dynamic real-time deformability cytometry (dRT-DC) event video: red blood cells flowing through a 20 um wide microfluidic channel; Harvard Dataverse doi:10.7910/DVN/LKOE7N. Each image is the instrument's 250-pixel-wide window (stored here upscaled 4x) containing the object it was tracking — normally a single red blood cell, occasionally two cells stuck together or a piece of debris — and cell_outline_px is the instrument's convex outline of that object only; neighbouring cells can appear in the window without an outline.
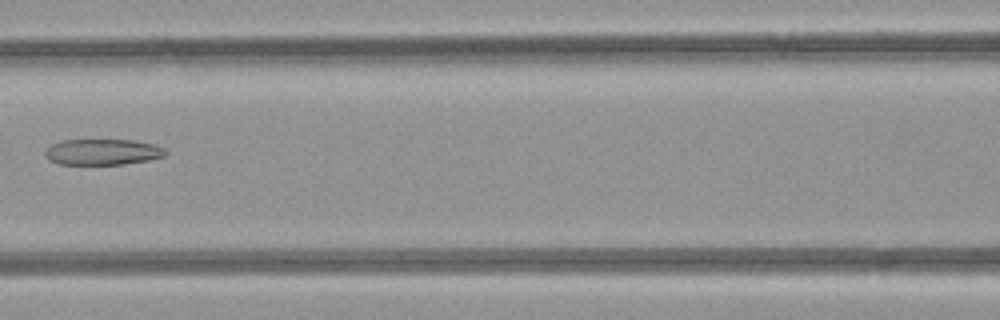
{"species": "common noctule bat (a hibernating species)", "species_latin": "Nyctalus noctula", "temperature_condition": "room temperature", "stored_images_in_passage": 7, "camera_frame_rate_fps": 3000, "um_per_image_px": 0.085, "animal": {"sex": "female", "body_mass_g": 21.9}, "frame": {"image": 1, "passage_image": 6, "time_ms": 6.667, "image_size_px": [1000, 320], "cell_outline_px": [[168, 152], [164, 156], [148, 160], [124, 164], [60, 164], [48, 160], [44, 156], [44, 148], [60, 140], [132, 140], [152, 144], [164, 148]], "centroid_in_image_um": [8.66, 12.91], "position_along_channel_um": 157.9, "area_um2": 18.26}}
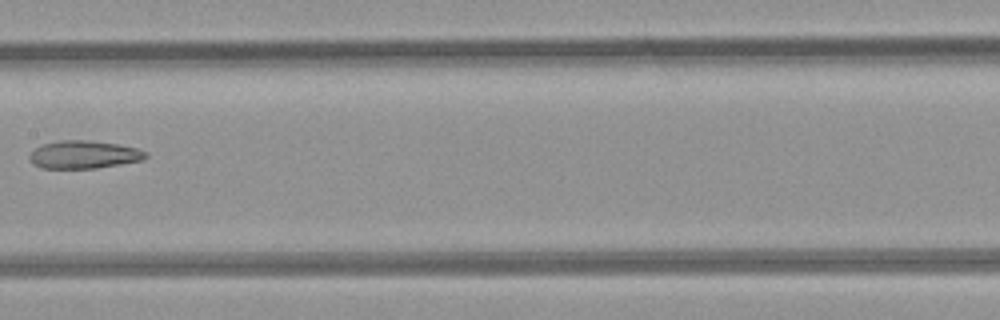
{"frame": {"image": 2, "passage_image": 7, "time_ms": 7.667, "image_size_px": [1000, 320], "cell_outline_px": [[148, 156], [140, 160], [96, 168], [40, 168], [32, 164], [28, 156], [36, 148], [44, 144], [60, 140], [84, 140], [116, 144], [136, 148], [144, 152]], "centroid_in_image_um": [7.06, 13.15], "position_along_channel_um": 200.3, "area_um2": 18.5}}